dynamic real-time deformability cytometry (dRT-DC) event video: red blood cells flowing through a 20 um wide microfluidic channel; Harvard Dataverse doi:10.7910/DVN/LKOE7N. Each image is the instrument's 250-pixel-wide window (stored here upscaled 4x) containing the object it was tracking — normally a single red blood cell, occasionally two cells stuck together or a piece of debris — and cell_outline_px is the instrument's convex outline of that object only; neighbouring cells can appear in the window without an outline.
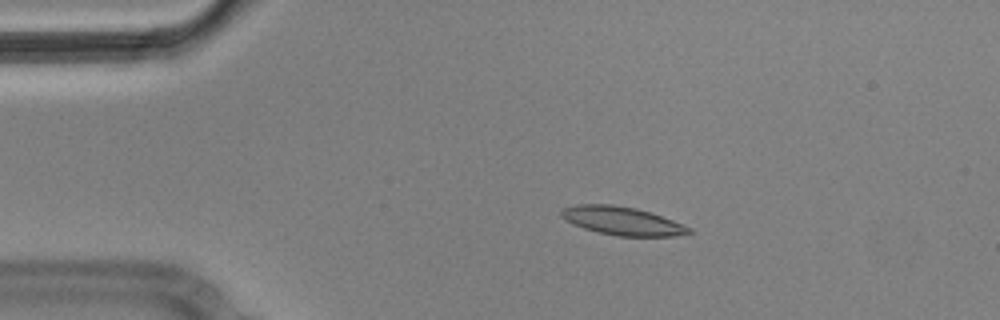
{"species": "Egyptian fruit bat (a non-hibernating species)", "species_latin": "Rousettus aegyptiacus", "temperature_condition": "cold", "stored_images_in_passage": 14, "camera_frame_rate_fps": 3000, "um_per_image_px": 0.085, "animal": {"sex": "male"}, "frame": {"image": 1, "passage_image": 3, "time_ms": 0.667, "image_size_px": [1000, 320], "cell_outline_px": [[696, 232], [676, 236], [616, 236], [584, 228], [564, 220], [560, 216], [560, 212], [564, 208], [576, 204], [612, 204], [636, 208], [672, 220], [692, 228]], "centroid_in_image_um": [52.9, 18.78], "position_along_channel_um": 32.1, "area_um2": 21.04}}
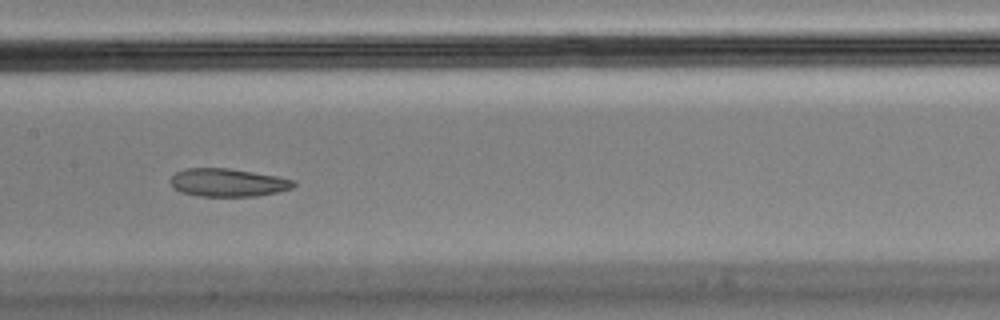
{"frame": {"image": 2, "passage_image": 7, "time_ms": 2.0, "image_size_px": [1000, 320], "cell_outline_px": [[296, 184], [292, 188], [276, 192], [256, 196], [196, 196], [180, 192], [172, 188], [172, 176], [176, 172], [184, 168], [228, 168], [276, 176], [296, 180]], "centroid_in_image_um": [19.35, 15.52], "position_along_channel_um": 188.0, "area_um2": 20.11}}